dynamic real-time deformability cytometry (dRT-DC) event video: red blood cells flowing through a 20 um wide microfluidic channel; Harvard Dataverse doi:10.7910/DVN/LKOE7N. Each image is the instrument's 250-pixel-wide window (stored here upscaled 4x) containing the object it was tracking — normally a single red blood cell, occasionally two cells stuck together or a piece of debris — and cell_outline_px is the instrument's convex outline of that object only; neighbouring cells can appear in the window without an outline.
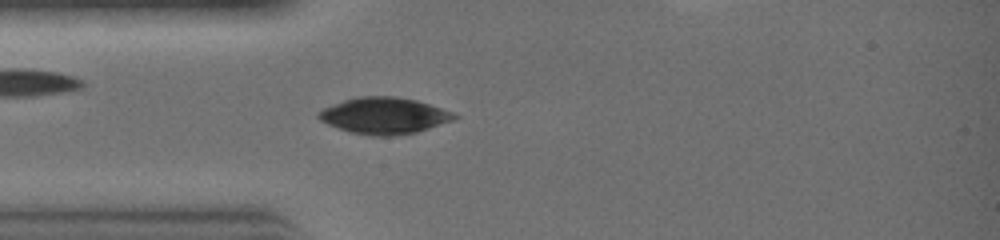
{"species": "common noctule bat (a hibernating species)", "species_latin": "Nyctalus noctula", "temperature_condition": "warm", "stored_images_in_passage": 21, "camera_frame_rate_fps": 3000, "um_per_image_px": 0.085, "animal": {"sex": "female", "body_mass_g": 19.0, "forearm_length_mm": 51.5}, "frame": {"image": 1, "passage_image": 7, "time_ms": 2.0, "image_size_px": [1000, 240], "cell_outline_px": [[460, 116], [452, 120], [416, 132], [396, 136], [372, 136], [348, 132], [328, 124], [320, 120], [316, 116], [316, 112], [324, 108], [344, 100], [356, 96], [396, 96], [416, 100], [452, 112]], "centroid_in_image_um": [32.61, 9.83], "position_along_channel_um": 52.4, "area_um2": 28.78}}
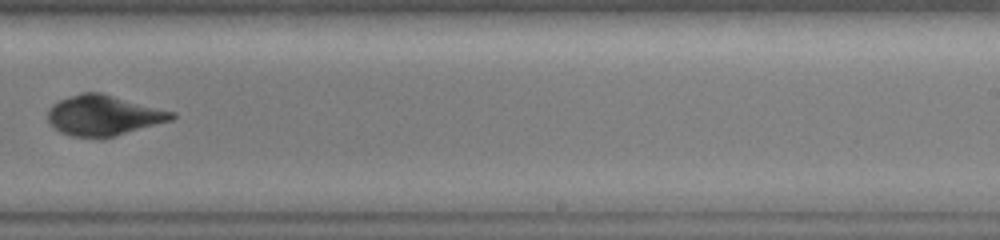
{"frame": {"image": 2, "passage_image": 18, "time_ms": 5.667, "image_size_px": [1000, 240], "cell_outline_px": [[176, 116], [172, 120], [116, 136], [100, 140], [72, 136], [60, 132], [48, 124], [48, 108], [52, 104], [60, 100], [80, 92], [100, 92], [176, 112]], "centroid_in_image_um": [8.79, 9.83], "position_along_channel_um": 280.2, "area_um2": 29.65}}
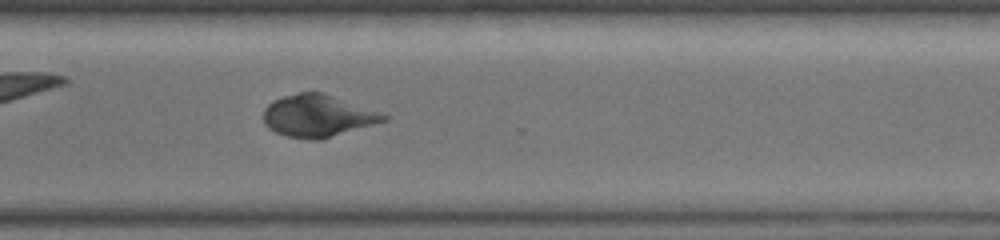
{"frame": {"image": 3, "passage_image": 21, "time_ms": 6.667, "image_size_px": [1000, 240], "cell_outline_px": [[392, 116], [388, 120], [320, 140], [312, 140], [288, 136], [276, 132], [268, 128], [264, 124], [264, 108], [272, 100], [296, 92], [324, 92]], "centroid_in_image_um": [27.03, 9.84], "position_along_channel_um": 343.6, "area_um2": 29.71}}